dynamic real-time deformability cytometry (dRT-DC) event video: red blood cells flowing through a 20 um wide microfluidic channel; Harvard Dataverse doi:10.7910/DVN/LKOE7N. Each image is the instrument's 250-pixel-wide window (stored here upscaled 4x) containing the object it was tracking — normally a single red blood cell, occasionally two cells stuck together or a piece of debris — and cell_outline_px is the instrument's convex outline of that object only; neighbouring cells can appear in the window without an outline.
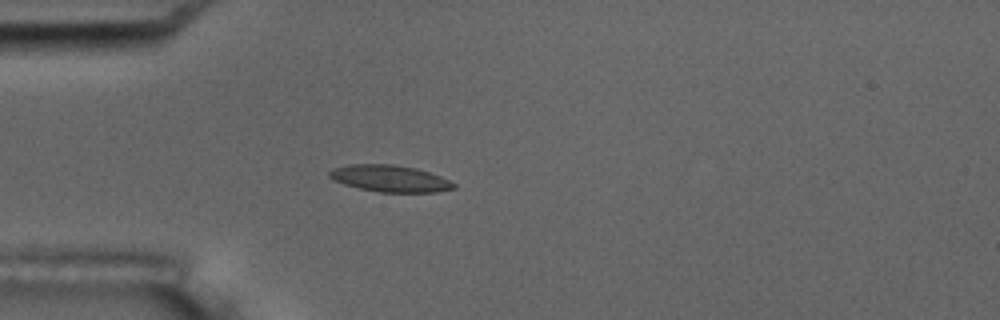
{"species": "common noctule bat (a hibernating species)", "species_latin": "Nyctalus noctula", "temperature_condition": "room temperature", "stored_images_in_passage": 1, "camera_frame_rate_fps": 3000, "um_per_image_px": 0.085, "animal": {"sex": "male", "body_mass_g": 17.5, "forearm_length_mm": 52.3}, "frame": {"image": 1, "passage_image": 1, "time_ms": 0.0, "image_size_px": [1000, 320], "cell_outline_px": [[456, 188], [436, 192], [380, 192], [360, 188], [344, 184], [328, 176], [328, 172], [332, 168], [348, 164], [392, 164], [416, 168], [440, 176], [456, 184]], "centroid_in_image_um": [33.14, 15.16], "position_along_channel_um": 51.9, "area_um2": 19.25}}